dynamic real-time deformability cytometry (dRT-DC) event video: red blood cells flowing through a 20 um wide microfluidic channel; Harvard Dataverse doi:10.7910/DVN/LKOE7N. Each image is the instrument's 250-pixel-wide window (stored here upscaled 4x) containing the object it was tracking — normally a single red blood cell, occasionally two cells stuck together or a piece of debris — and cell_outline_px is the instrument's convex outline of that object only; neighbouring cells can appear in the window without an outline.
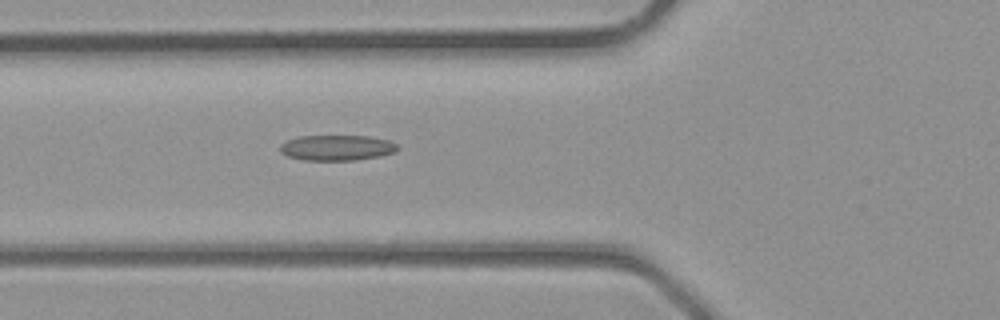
{"species": "common noctule bat (a hibernating species)", "species_latin": "Nyctalus noctula", "temperature_condition": "room temperature", "stored_images_in_passage": 33, "camera_frame_rate_fps": 3000, "um_per_image_px": 0.085, "animal": {"sex": "male", "body_mass_g": 23.1, "forearm_length_mm": 52.7}, "frame": {"image": 1, "passage_image": 9, "time_ms": 2.667, "image_size_px": [1000, 320], "cell_outline_px": [[400, 148], [396, 152], [380, 156], [356, 160], [304, 160], [288, 156], [280, 152], [280, 144], [288, 140], [300, 136], [368, 136], [388, 140], [396, 144]], "centroid_in_image_um": [28.65, 12.56], "position_along_channel_um": 97.1, "area_um2": 17.46}}
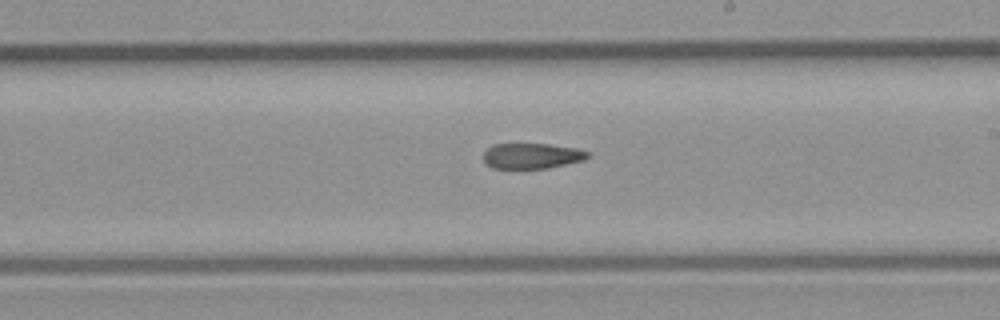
{"frame": {"image": 2, "passage_image": 17, "time_ms": 5.333, "image_size_px": [1000, 320], "cell_outline_px": [[592, 156], [584, 160], [548, 168], [492, 168], [484, 160], [484, 152], [492, 144], [548, 144], [576, 148], [592, 152]], "centroid_in_image_um": [45.27, 13.24], "position_along_channel_um": 243.7, "area_um2": 15.55}}
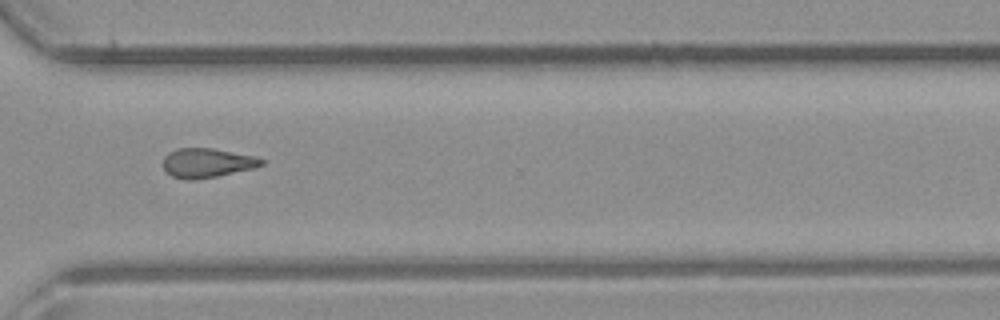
{"frame": {"image": 3, "passage_image": 23, "time_ms": 7.333, "image_size_px": [1000, 320], "cell_outline_px": [[264, 164], [256, 168], [216, 176], [192, 180], [188, 180], [172, 176], [164, 168], [164, 156], [168, 152], [176, 148], [212, 148], [256, 156], [264, 160]], "centroid_in_image_um": [17.62, 13.83], "position_along_channel_um": 353.0, "area_um2": 16.82}}